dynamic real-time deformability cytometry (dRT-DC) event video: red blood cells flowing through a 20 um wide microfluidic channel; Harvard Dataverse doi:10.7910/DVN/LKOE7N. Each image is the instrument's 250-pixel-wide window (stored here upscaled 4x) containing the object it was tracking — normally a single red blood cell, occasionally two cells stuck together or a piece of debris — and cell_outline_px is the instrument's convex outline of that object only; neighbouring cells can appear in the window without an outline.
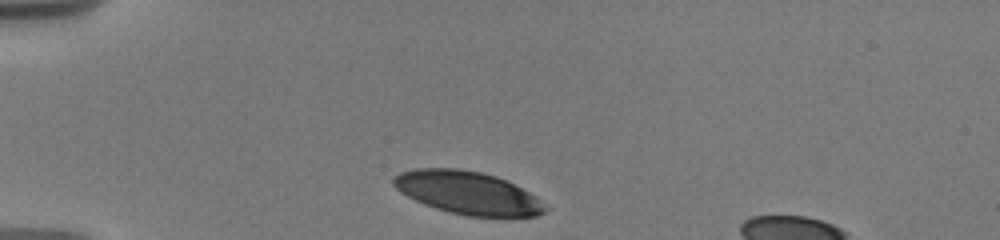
{"species": "human", "species_latin": "Homo sapiens", "temperature_condition": "warm", "stored_images_in_passage": 26, "camera_frame_rate_fps": 3000, "um_per_image_px": 0.085, "donor": {"sex": "male"}, "frame": {"image": 1, "passage_image": 1, "time_ms": 0.0, "image_size_px": [1000, 240], "cell_outline_px": [[548, 208], [544, 212], [536, 216], [468, 216], [448, 212], [424, 204], [400, 192], [392, 184], [392, 180], [400, 172], [416, 168], [460, 168], [480, 172], [496, 176], [536, 196]], "centroid_in_image_um": [39.73, 16.38], "position_along_channel_um": 45.3, "area_um2": 37.57}}
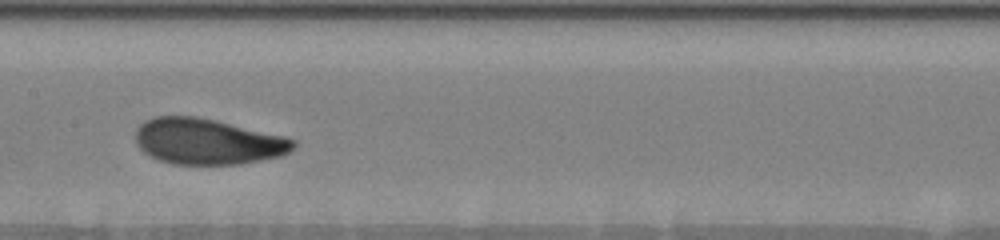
{"frame": {"image": 2, "passage_image": 12, "time_ms": 5.0, "image_size_px": [1000, 240], "cell_outline_px": [[296, 144], [288, 152], [280, 156], [240, 164], [172, 164], [160, 160], [144, 152], [136, 144], [136, 128], [144, 120], [152, 116], [196, 116], [216, 120], [284, 136], [296, 140]], "centroid_in_image_um": [17.61, 12.01], "position_along_channel_um": 189.8, "area_um2": 42.14}}
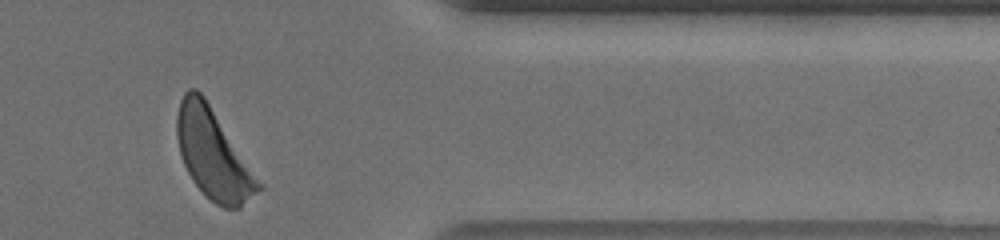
{"frame": {"image": 3, "passage_image": 25, "time_ms": 11.0, "image_size_px": [1000, 240], "cell_outline_px": [[264, 188], [240, 208], [224, 208], [216, 204], [192, 180], [184, 164], [180, 152], [176, 136], [176, 116], [180, 100], [184, 92], [188, 88], [196, 88], [204, 96], [264, 184]], "centroid_in_image_um": [18.15, 13.09], "position_along_channel_um": 393.3, "area_um2": 42.66}, "authors_computed_cell_mechanics": {"area_um2": 41.7027, "velocity_mm_per_s": 3.6061, "shape_relaxation_time_tau1_ms": 3.0222, "shape_relaxation_time_tau2_ms": 3.6711, "deformation_change_tau1": 0.1419, "deformation_change_tau2": 0.0994}}